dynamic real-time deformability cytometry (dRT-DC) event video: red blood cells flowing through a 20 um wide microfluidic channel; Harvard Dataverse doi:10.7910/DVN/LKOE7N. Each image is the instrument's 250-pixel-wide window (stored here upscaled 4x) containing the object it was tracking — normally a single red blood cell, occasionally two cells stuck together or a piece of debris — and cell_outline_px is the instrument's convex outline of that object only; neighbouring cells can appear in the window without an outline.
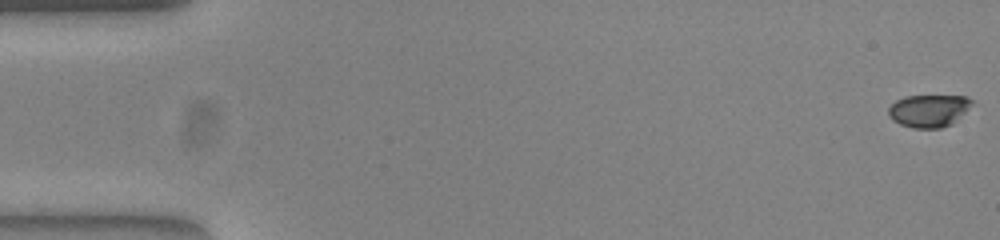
{"species": "common noctule bat (a hibernating species)", "species_latin": "Nyctalus noctula", "temperature_condition": "warm", "stored_images_in_passage": 48, "camera_frame_rate_fps": 3000, "um_per_image_px": 0.085, "animal": {"sex": "female", "body_mass_g": 23.0, "forearm_length_mm": 53.4}, "frame": {"image": 1, "passage_image": 1, "time_ms": 0.0, "image_size_px": [1000, 240], "cell_outline_px": [[972, 100], [964, 112], [952, 124], [940, 128], [912, 128], [900, 124], [892, 120], [888, 116], [888, 108], [896, 100], [904, 96], [968, 96]], "centroid_in_image_um": [78.89, 9.41], "position_along_channel_um": 6.1, "area_um2": 15.66}}
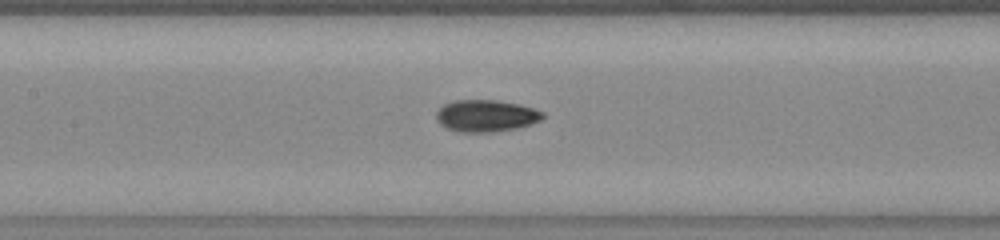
{"frame": {"image": 2, "passage_image": 25, "time_ms": 8.0, "image_size_px": [1000, 240], "cell_outline_px": [[544, 116], [540, 120], [532, 124], [516, 128], [492, 132], [460, 132], [448, 128], [440, 124], [436, 120], [436, 112], [444, 104], [452, 100], [496, 100], [516, 104], [532, 108], [544, 112]], "centroid_in_image_um": [41.29, 9.84], "position_along_channel_um": 166.1, "area_um2": 19.71}}
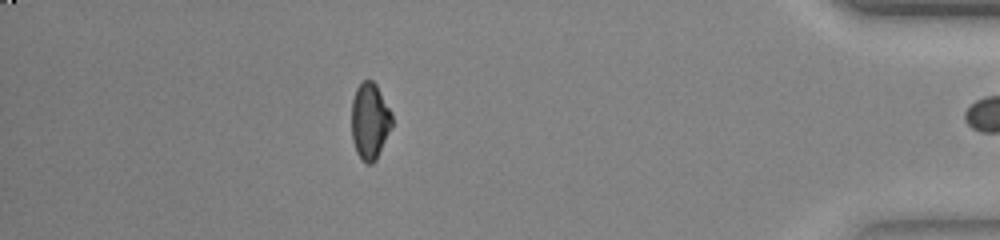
{"frame": {"image": 3, "passage_image": 47, "time_ms": 15.333, "image_size_px": [1000, 240], "cell_outline_px": [[392, 128], [376, 160], [372, 164], [364, 164], [356, 152], [352, 140], [352, 100], [356, 88], [364, 80], [372, 80], [376, 84], [392, 112]], "centroid_in_image_um": [31.44, 10.32], "position_along_channel_um": 403.8, "area_um2": 18.26}}